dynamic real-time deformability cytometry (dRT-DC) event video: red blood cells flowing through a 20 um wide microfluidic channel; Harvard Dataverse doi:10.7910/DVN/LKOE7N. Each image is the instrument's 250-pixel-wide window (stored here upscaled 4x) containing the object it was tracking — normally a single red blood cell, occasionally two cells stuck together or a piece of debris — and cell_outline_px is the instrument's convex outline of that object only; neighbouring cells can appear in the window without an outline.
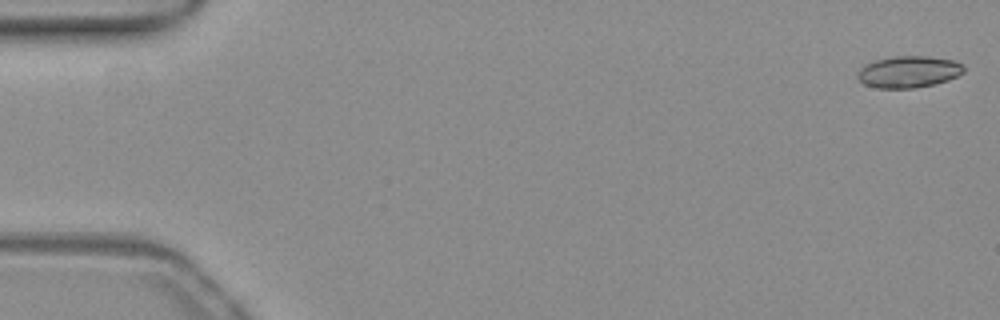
{"species": "common noctule bat (a hibernating species)", "species_latin": "Nyctalus noctula", "temperature_condition": "warm", "stored_images_in_passage": 53, "camera_frame_rate_fps": 3000, "um_per_image_px": 0.085, "animal": {"sex": "female", "body_mass_g": 19.3, "forearm_length_mm": 54.1}, "frame": {"image": 1, "passage_image": 1, "time_ms": 0.0, "image_size_px": [1000, 320], "cell_outline_px": [[964, 72], [948, 80], [932, 84], [912, 88], [876, 88], [864, 84], [856, 76], [860, 68], [876, 60], [892, 56], [928, 56], [952, 60], [964, 64]], "centroid_in_image_um": [77.23, 6.1], "position_along_channel_um": 7.8, "area_um2": 19.48}}
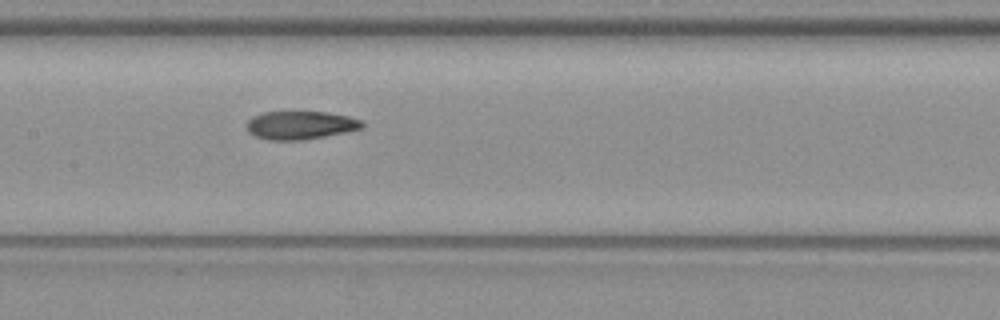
{"frame": {"image": 2, "passage_image": 26, "time_ms": 8.333, "image_size_px": [1000, 320], "cell_outline_px": [[364, 128], [348, 132], [300, 140], [268, 140], [256, 136], [248, 132], [248, 120], [252, 116], [264, 112], [328, 112], [348, 116], [364, 120]], "centroid_in_image_um": [25.59, 10.64], "position_along_channel_um": 181.8, "area_um2": 19.07}}
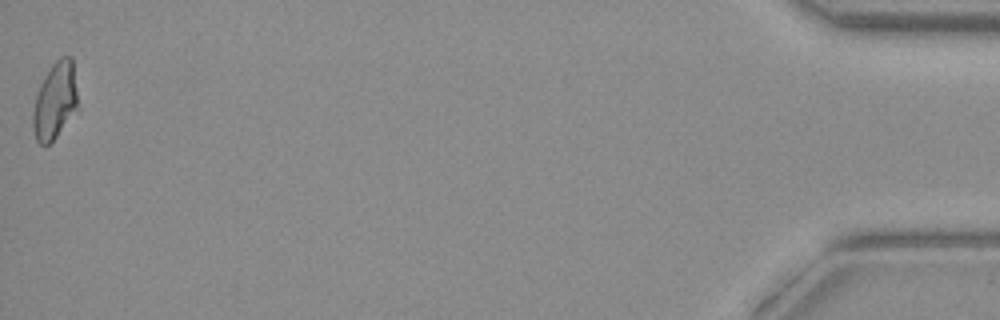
{"frame": {"image": 3, "passage_image": 53, "time_ms": 17.333, "image_size_px": [1000, 320], "cell_outline_px": [[80, 112], [48, 144], [40, 144], [36, 140], [32, 128], [32, 112], [36, 96], [40, 84], [44, 76], [52, 64], [60, 56], [72, 56]], "centroid_in_image_um": [4.72, 8.58], "position_along_channel_um": 430.5, "area_um2": 20.75}, "authors_computed_cell_mechanics": {"area_um2": 19.5942, "velocity_mm_per_s": 3.9031, "shape_relaxation_time_tau1_ms": null, "shape_relaxation_time_tau2_ms": 2.5976, "deformation_change_tau1": null, "deformation_change_tau2": 0.1003}}